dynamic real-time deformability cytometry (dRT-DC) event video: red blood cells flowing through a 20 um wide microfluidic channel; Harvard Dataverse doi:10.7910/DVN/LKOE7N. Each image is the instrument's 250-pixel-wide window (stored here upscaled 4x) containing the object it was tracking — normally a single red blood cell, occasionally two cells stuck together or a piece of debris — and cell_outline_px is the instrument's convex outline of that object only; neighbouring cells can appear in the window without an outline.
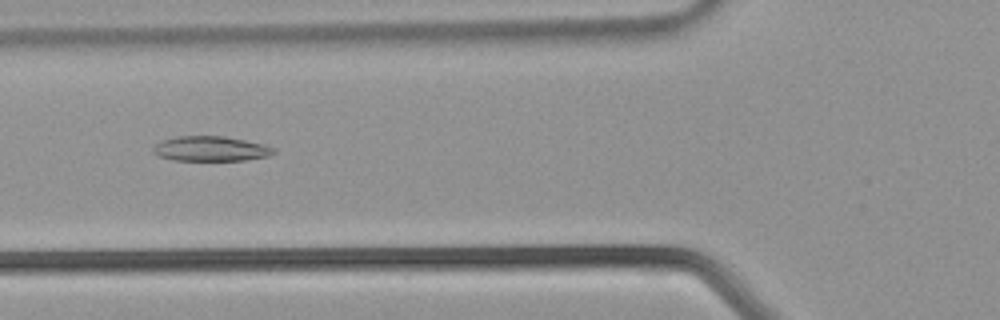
{"species": "common noctule bat (a hibernating species)", "species_latin": "Nyctalus noctula", "temperature_condition": "warm", "stored_images_in_passage": 37, "camera_frame_rate_fps": 3000, "um_per_image_px": 0.085, "animal": {"sex": "male", "body_mass_g": 21.5, "forearm_length_mm": 52.0}, "frame": {"image": 1, "passage_image": 13, "time_ms": 4.0, "image_size_px": [1000, 320], "cell_outline_px": [[276, 152], [268, 156], [244, 160], [172, 160], [156, 156], [152, 152], [152, 148], [160, 140], [180, 136], [224, 136], [264, 144], [276, 148]], "centroid_in_image_um": [17.88, 12.64], "position_along_channel_um": 107.9, "area_um2": 17.63}}
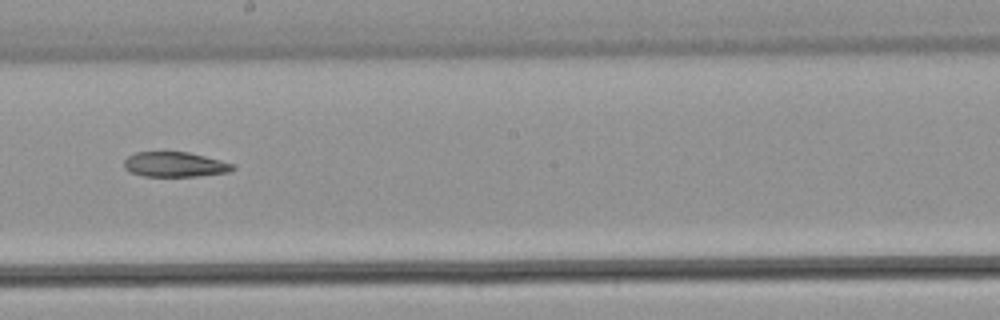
{"frame": {"image": 2, "passage_image": 20, "time_ms": 6.333, "image_size_px": [1000, 320], "cell_outline_px": [[236, 168], [228, 172], [196, 176], [144, 176], [128, 172], [124, 168], [124, 160], [128, 156], [136, 152], [188, 152], [220, 160], [232, 164]], "centroid_in_image_um": [14.82, 13.98], "position_along_channel_um": 233.4, "area_um2": 15.72}}
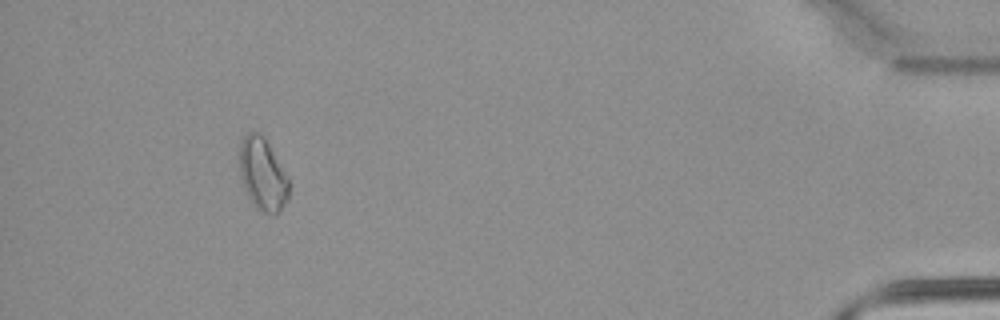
{"frame": {"image": 3, "passage_image": 34, "time_ms": 11.0, "image_size_px": [1000, 320], "cell_outline_px": [[288, 200], [276, 212], [264, 212], [256, 208], [248, 196], [240, 176], [240, 140], [248, 132], [256, 132], [264, 136], [288, 180]], "centroid_in_image_um": [22.29, 14.78], "position_along_channel_um": 412.9, "area_um2": 20.17}}